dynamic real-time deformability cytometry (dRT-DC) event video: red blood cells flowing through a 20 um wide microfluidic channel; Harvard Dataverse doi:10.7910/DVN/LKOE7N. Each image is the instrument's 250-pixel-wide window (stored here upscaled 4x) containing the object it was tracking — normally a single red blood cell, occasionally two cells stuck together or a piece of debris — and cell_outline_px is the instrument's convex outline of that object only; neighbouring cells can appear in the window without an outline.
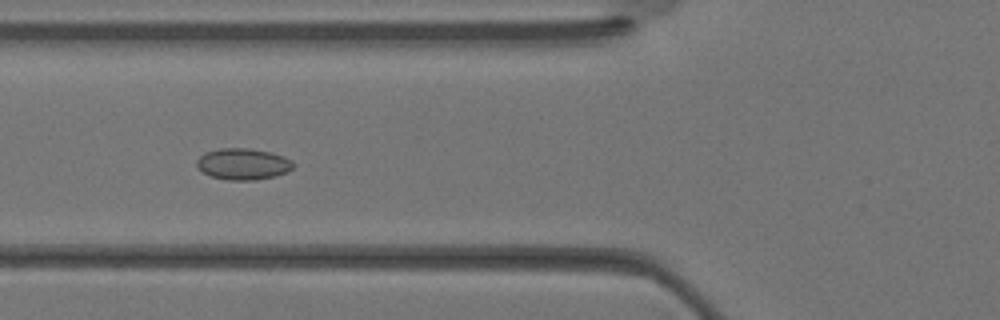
{"species": "Egyptian fruit bat (a non-hibernating species)", "species_latin": "Rousettus aegyptiacus", "temperature_condition": "warm", "stored_images_in_passage": 36, "camera_frame_rate_fps": 3000, "um_per_image_px": 0.085, "animal": {"sex": "female"}, "frame": {"image": 1, "passage_image": 14, "time_ms": 4.333, "image_size_px": [1000, 320], "cell_outline_px": [[292, 168], [288, 172], [276, 176], [256, 180], [228, 180], [212, 176], [196, 168], [196, 160], [204, 152], [220, 148], [248, 148], [268, 152], [284, 156], [292, 160]], "centroid_in_image_um": [20.64, 13.94], "position_along_channel_um": 105.2, "area_um2": 17.69}}
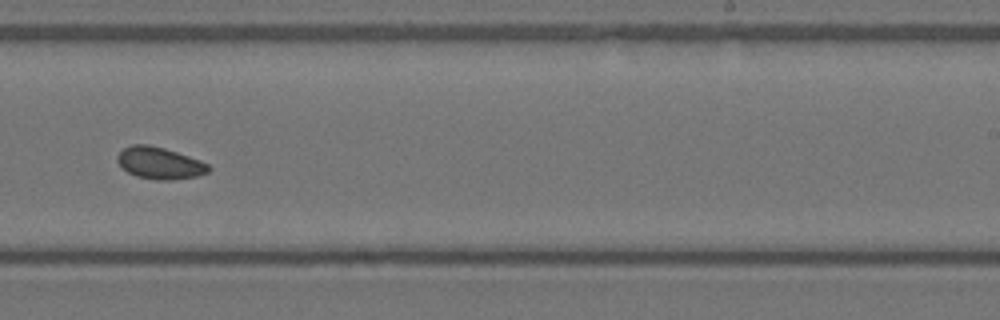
{"frame": {"image": 2, "passage_image": 23, "time_ms": 7.333, "image_size_px": [1000, 320], "cell_outline_px": [[212, 168], [208, 172], [196, 176], [172, 180], [156, 180], [136, 176], [128, 172], [116, 160], [116, 156], [124, 148], [132, 144], [148, 144], [164, 148], [200, 160], [208, 164]], "centroid_in_image_um": [13.57, 13.86], "position_along_channel_um": 275.4, "area_um2": 16.88}}
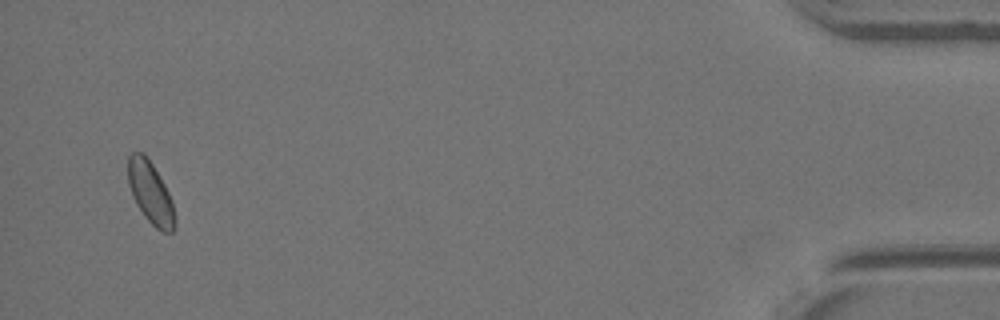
{"frame": {"image": 3, "passage_image": 35, "time_ms": 11.333, "image_size_px": [1000, 320], "cell_outline_px": [[176, 228], [172, 232], [160, 232], [144, 216], [136, 204], [132, 196], [128, 184], [128, 156], [132, 152], [144, 152], [152, 164], [164, 184], [172, 200], [176, 220]], "centroid_in_image_um": [12.79, 16.4], "position_along_channel_um": 422.4, "area_um2": 17.05}}